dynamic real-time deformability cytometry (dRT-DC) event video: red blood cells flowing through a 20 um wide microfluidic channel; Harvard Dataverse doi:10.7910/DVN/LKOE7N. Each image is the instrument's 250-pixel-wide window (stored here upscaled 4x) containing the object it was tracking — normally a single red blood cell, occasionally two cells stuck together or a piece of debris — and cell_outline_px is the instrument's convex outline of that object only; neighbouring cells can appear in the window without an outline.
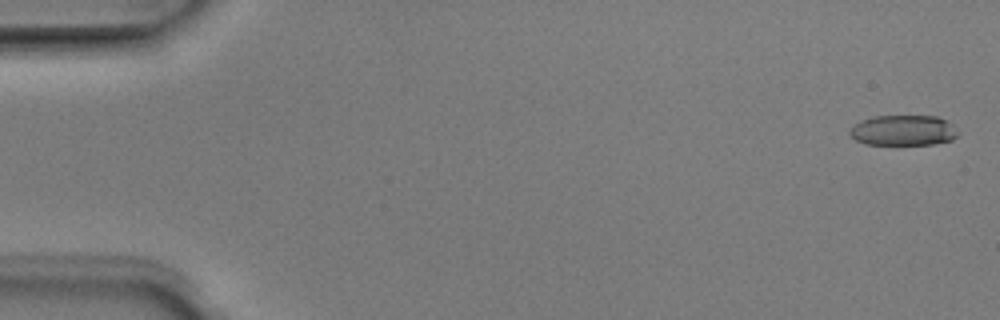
{"species": "Egyptian fruit bat (a non-hibernating species)", "species_latin": "Rousettus aegyptiacus", "temperature_condition": "room temperature", "stored_images_in_passage": 4, "camera_frame_rate_fps": 3000, "um_per_image_px": 0.085, "animal": {"sex": "male"}, "frame": {"image": 1, "passage_image": 1, "time_ms": 0.0, "image_size_px": [1000, 320], "cell_outline_px": [[956, 136], [952, 140], [932, 144], [864, 144], [856, 140], [848, 132], [856, 124], [864, 120], [876, 116], [936, 116], [952, 124], [956, 132]], "centroid_in_image_um": [76.78, 11.09], "position_along_channel_um": 8.2, "area_um2": 18.79}}
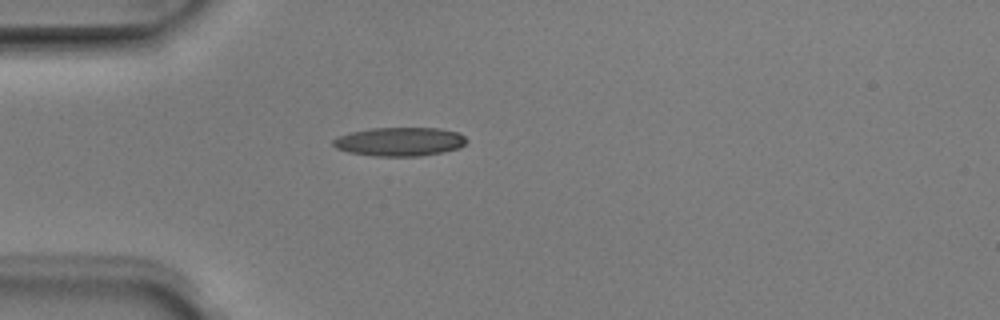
{"frame": {"image": 2, "passage_image": 4, "time_ms": 1.0, "image_size_px": [1000, 320], "cell_outline_px": [[468, 140], [460, 148], [440, 152], [416, 156], [376, 156], [348, 152], [336, 148], [332, 144], [332, 140], [348, 132], [372, 128], [440, 128], [460, 132]], "centroid_in_image_um": [33.98, 12.03], "position_along_channel_um": 51.0, "area_um2": 22.37}}